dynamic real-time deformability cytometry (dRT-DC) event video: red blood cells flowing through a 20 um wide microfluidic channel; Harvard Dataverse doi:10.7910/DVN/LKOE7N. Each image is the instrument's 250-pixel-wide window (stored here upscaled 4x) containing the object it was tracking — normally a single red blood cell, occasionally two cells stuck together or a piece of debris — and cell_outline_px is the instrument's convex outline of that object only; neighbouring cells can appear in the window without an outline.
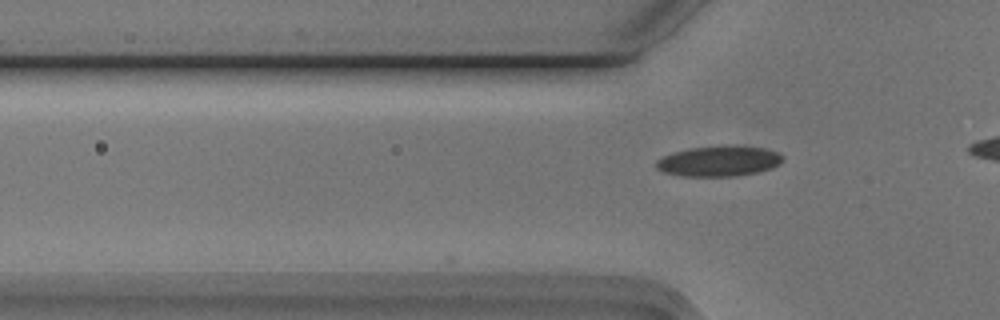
{"species": "Egyptian fruit bat (a non-hibernating species)", "species_latin": "Rousettus aegyptiacus", "temperature_condition": "cold", "stored_images_in_passage": 7, "camera_frame_rate_fps": 3000, "um_per_image_px": 0.085, "animal": {"sex": "male"}, "frame": {"image": 1, "passage_image": 7, "time_ms": 2.0, "image_size_px": [1000, 320], "cell_outline_px": [[784, 160], [780, 164], [772, 168], [756, 172], [736, 176], [680, 176], [664, 172], [656, 168], [656, 160], [672, 152], [688, 148], [724, 144], [732, 144], [764, 148], [776, 152], [784, 156]], "centroid_in_image_um": [61.11, 13.67], "position_along_channel_um": 64.7, "area_um2": 22.89}}